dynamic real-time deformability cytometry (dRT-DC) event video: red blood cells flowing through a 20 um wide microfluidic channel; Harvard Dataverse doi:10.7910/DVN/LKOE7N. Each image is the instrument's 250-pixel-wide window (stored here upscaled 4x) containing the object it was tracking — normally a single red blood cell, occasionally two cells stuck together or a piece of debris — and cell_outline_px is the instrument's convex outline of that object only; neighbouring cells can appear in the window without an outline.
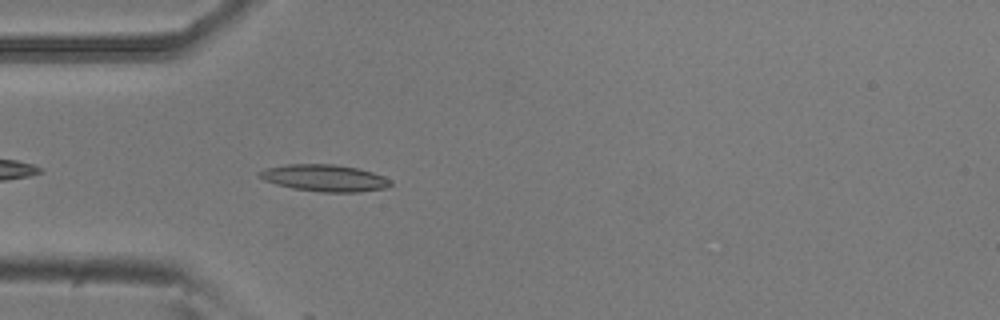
{"species": "common noctule bat (a hibernating species)", "species_latin": "Nyctalus noctula", "temperature_condition": "room temperature", "stored_images_in_passage": 7, "camera_frame_rate_fps": 3000, "um_per_image_px": 0.085, "animal": {"sex": "male", "body_mass_g": 20.5, "forearm_length_mm": 52.5}, "frame": {"image": 1, "passage_image": 4, "time_ms": 1.0, "image_size_px": [1000, 320], "cell_outline_px": [[392, 184], [384, 188], [360, 192], [320, 192], [292, 188], [276, 184], [264, 180], [256, 176], [256, 172], [264, 168], [288, 164], [332, 164], [360, 168], [384, 176], [392, 180]], "centroid_in_image_um": [27.56, 15.12], "position_along_channel_um": 57.4, "area_um2": 20.75}}